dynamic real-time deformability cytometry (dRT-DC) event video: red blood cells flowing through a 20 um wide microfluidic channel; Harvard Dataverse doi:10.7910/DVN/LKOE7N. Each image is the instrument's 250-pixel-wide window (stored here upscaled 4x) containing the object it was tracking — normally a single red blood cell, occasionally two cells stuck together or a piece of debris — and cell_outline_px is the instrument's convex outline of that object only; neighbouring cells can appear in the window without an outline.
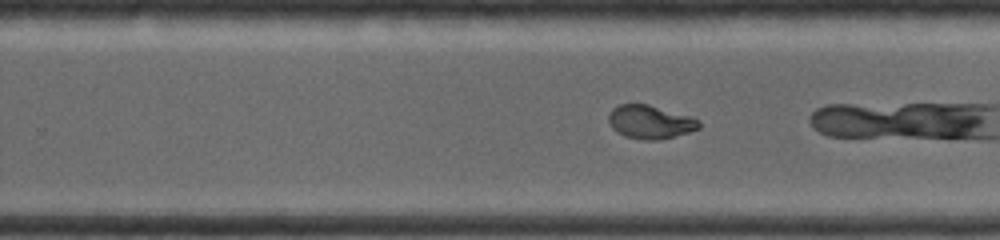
{"species": "common noctule bat (a hibernating species)", "species_latin": "Nyctalus noctula", "temperature_condition": "warm", "stored_images_in_passage": 61, "camera_frame_rate_fps": 4500, "um_per_image_px": 0.085, "animal": {"sex": "female", "body_mass_g": 19.0, "forearm_length_mm": 53.3}, "frame": {"image": 1, "passage_image": 27, "time_ms": 5.778, "image_size_px": [1000, 240], "cell_outline_px": [[700, 128], [688, 132], [660, 140], [644, 140], [624, 136], [616, 132], [612, 128], [608, 120], [608, 116], [612, 108], [620, 104], [648, 104], [688, 116], [700, 120]], "centroid_in_image_um": [55.23, 10.37], "position_along_channel_um": 274.6, "area_um2": 17.57}}